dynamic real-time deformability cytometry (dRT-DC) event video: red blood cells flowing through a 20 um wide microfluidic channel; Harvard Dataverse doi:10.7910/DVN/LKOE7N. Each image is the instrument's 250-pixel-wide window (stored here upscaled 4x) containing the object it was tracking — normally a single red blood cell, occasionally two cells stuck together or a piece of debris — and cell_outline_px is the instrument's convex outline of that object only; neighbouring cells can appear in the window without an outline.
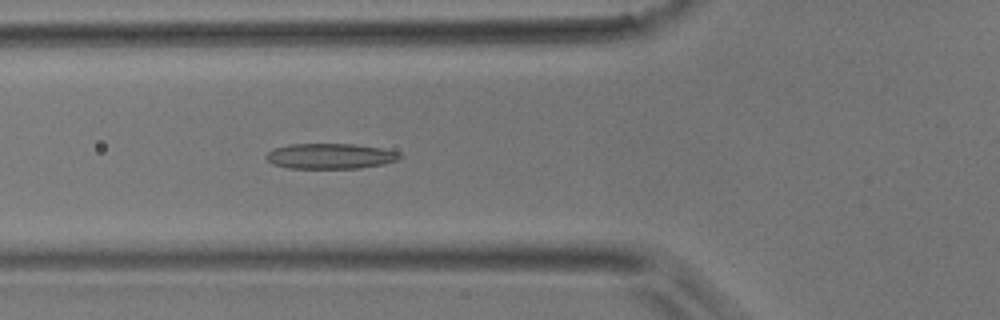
{"species": "common noctule bat (a hibernating species)", "species_latin": "Nyctalus noctula", "temperature_condition": "room temperature", "stored_images_in_passage": 51, "camera_frame_rate_fps": 3000, "um_per_image_px": 0.085, "animal": {"sex": "male", "body_mass_g": 17.9}, "frame": {"image": 1, "passage_image": 18, "time_ms": 5.667, "image_size_px": [1000, 320], "cell_outline_px": [[404, 156], [396, 160], [384, 164], [360, 168], [288, 168], [272, 164], [264, 156], [272, 148], [288, 144], [352, 144], [380, 148], [400, 152]], "centroid_in_image_um": [28.05, 13.27], "position_along_channel_um": 97.7, "area_um2": 19.88}}
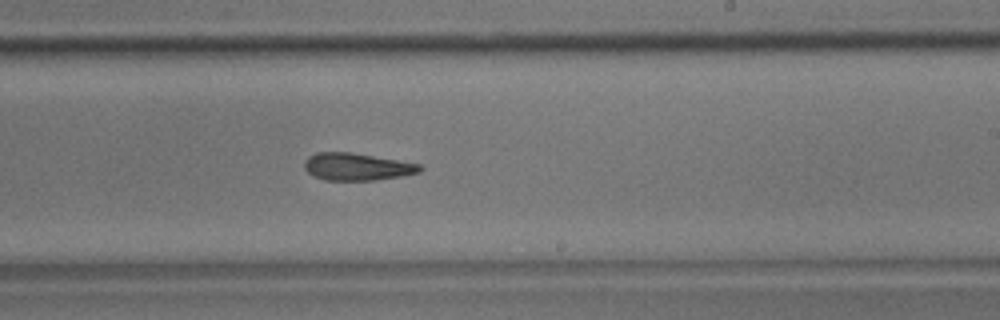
{"frame": {"image": 2, "passage_image": 30, "time_ms": 9.667, "image_size_px": [1000, 320], "cell_outline_px": [[424, 168], [420, 172], [404, 176], [376, 180], [324, 180], [308, 172], [304, 168], [304, 160], [308, 156], [316, 152], [352, 152], [420, 164]], "centroid_in_image_um": [30.35, 14.17], "position_along_channel_um": 258.7, "area_um2": 18.5}}
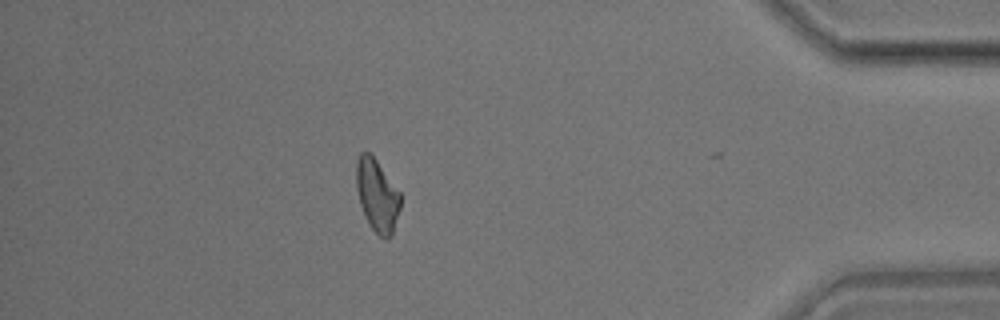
{"frame": {"image": 3, "passage_image": 44, "time_ms": 14.333, "image_size_px": [1000, 320], "cell_outline_px": [[400, 208], [392, 236], [388, 240], [384, 240], [368, 224], [364, 216], [360, 204], [356, 188], [356, 160], [360, 152], [372, 152], [400, 192]], "centroid_in_image_um": [32.05, 16.59], "position_along_channel_um": 403.2, "area_um2": 19.07}}